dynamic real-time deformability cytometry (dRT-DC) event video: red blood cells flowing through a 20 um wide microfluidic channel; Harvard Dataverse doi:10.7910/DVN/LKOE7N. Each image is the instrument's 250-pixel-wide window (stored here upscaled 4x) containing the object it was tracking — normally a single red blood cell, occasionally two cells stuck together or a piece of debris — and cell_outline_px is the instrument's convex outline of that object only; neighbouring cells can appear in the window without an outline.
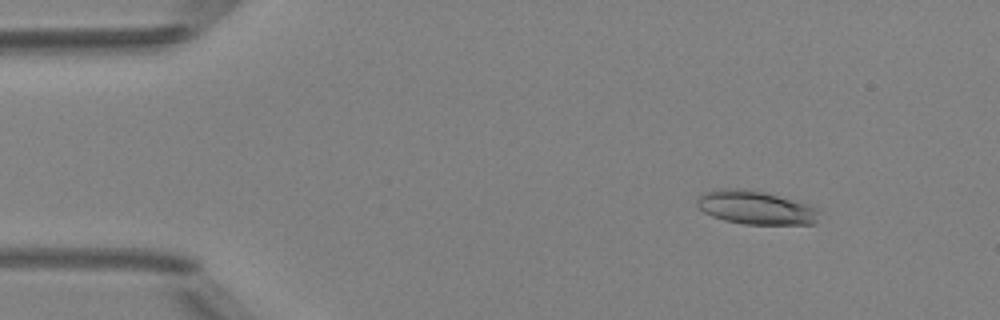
{"species": "Egyptian fruit bat (a non-hibernating species)", "species_latin": "Rousettus aegyptiacus", "temperature_condition": "room temperature", "stored_images_in_passage": 4, "camera_frame_rate_fps": 3000, "um_per_image_px": 0.085, "animal": {"sex": "female"}, "frame": {"image": 1, "passage_image": 2, "time_ms": 1.0, "image_size_px": [1000, 320], "cell_outline_px": [[820, 212], [816, 220], [812, 224], [744, 224], [724, 220], [712, 216], [704, 212], [696, 204], [696, 200], [704, 192], [720, 188], [744, 188], [764, 192], [808, 204]], "centroid_in_image_um": [64.19, 17.63], "position_along_channel_um": 20.8, "area_um2": 23.76}}